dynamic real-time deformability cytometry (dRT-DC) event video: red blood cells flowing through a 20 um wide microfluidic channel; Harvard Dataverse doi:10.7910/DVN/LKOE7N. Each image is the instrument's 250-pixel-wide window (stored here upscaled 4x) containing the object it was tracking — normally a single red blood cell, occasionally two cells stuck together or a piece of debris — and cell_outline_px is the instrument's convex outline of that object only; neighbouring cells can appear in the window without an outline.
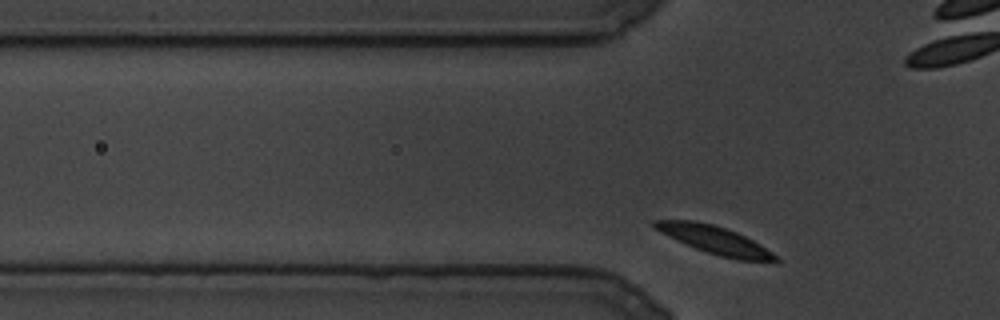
{"species": "common noctule bat (a hibernating species)", "species_latin": "Nyctalus noctula", "temperature_condition": "cold", "stored_images_in_passage": 71, "camera_frame_rate_fps": 3000, "um_per_image_px": 0.085, "animal": {"sex": "male", "body_mass_g": 19.5, "forearm_length_mm": 54.6}, "frame": {"image": 1, "passage_image": 4, "time_ms": 1.0, "image_size_px": [1000, 320], "cell_outline_px": [[780, 260], [736, 260], [720, 256], [696, 248], [668, 236], [652, 228], [652, 220], [692, 220], [712, 224], [736, 232], [760, 244], [772, 252]], "centroid_in_image_um": [60.69, 20.38], "position_along_channel_um": 65.1, "area_um2": 19.19}}
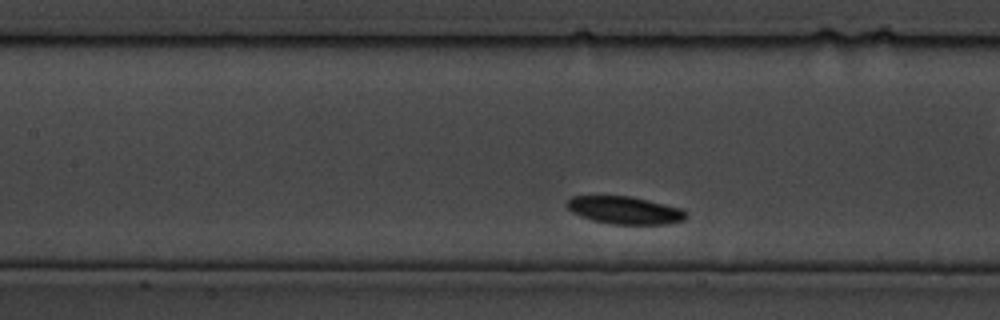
{"frame": {"image": 2, "passage_image": 22, "time_ms": 7.0, "image_size_px": [1000, 320], "cell_outline_px": [[688, 216], [684, 220], [664, 224], [612, 224], [592, 220], [580, 216], [572, 212], [568, 208], [568, 200], [572, 196], [628, 196], [684, 208], [688, 212]], "centroid_in_image_um": [53.15, 17.87], "position_along_channel_um": 154.2, "area_um2": 19.13}}
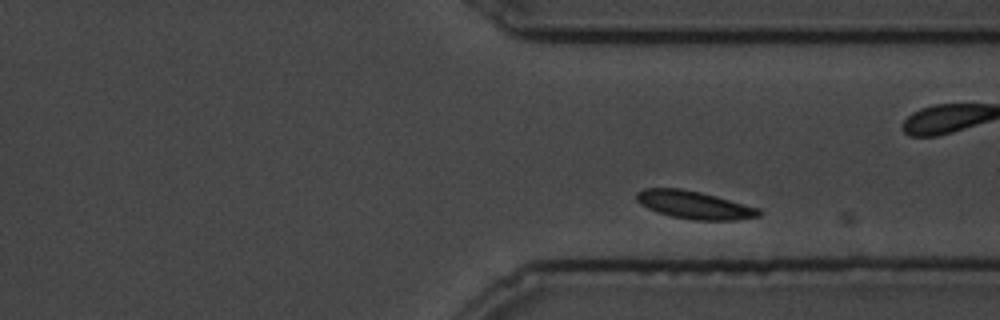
{"frame": {"image": 3, "passage_image": 60, "time_ms": 19.667, "image_size_px": [1000, 320], "cell_outline_px": [[764, 212], [760, 216], [736, 220], [696, 220], [672, 216], [656, 212], [640, 204], [636, 200], [636, 192], [644, 188], [680, 188], [700, 192], [716, 196], [760, 208]], "centroid_in_image_um": [59.03, 17.42], "position_along_channel_um": 352.4, "area_um2": 19.94}}